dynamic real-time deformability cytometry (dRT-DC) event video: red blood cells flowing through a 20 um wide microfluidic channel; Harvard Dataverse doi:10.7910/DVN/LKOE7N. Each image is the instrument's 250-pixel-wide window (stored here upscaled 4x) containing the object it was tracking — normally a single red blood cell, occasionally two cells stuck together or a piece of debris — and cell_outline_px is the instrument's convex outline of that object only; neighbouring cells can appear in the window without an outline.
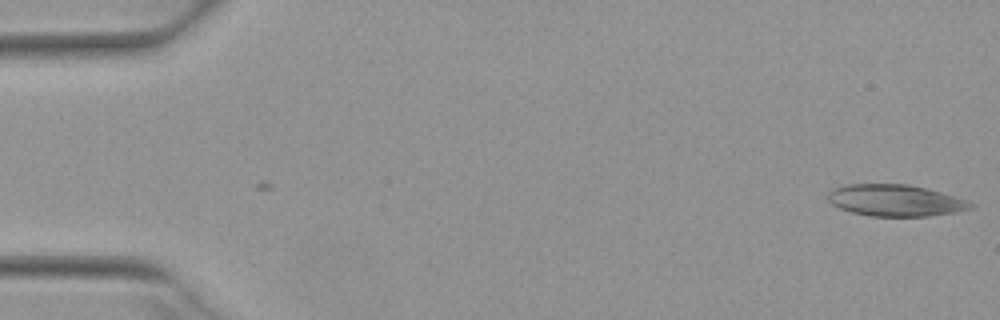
{"species": "Egyptian fruit bat (a non-hibernating species)", "species_latin": "Rousettus aegyptiacus", "temperature_condition": "warm", "stored_images_in_passage": 5, "camera_frame_rate_fps": 3000, "um_per_image_px": 0.085, "animal": {"sex": "female"}, "frame": {"image": 1, "passage_image": 5, "time_ms": 1.333, "image_size_px": [1000, 320], "cell_outline_px": [[976, 204], [972, 208], [956, 212], [928, 216], [868, 216], [852, 212], [840, 208], [832, 204], [828, 200], [828, 192], [832, 188], [844, 184], [908, 184], [928, 188], [968, 200]], "centroid_in_image_um": [76.11, 17.03], "position_along_channel_um": 8.9, "area_um2": 26.53}}